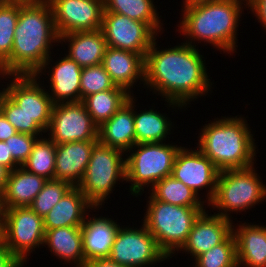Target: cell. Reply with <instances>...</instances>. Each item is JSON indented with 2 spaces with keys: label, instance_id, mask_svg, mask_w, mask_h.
<instances>
[{
  "label": "cell",
  "instance_id": "6da1fadb",
  "mask_svg": "<svg viewBox=\"0 0 266 267\" xmlns=\"http://www.w3.org/2000/svg\"><path fill=\"white\" fill-rule=\"evenodd\" d=\"M156 39L145 57V87L155 94L158 92L169 107L178 109L211 91L206 63L196 44L191 46L184 42L157 50Z\"/></svg>",
  "mask_w": 266,
  "mask_h": 267
},
{
  "label": "cell",
  "instance_id": "7a4b0ae2",
  "mask_svg": "<svg viewBox=\"0 0 266 267\" xmlns=\"http://www.w3.org/2000/svg\"><path fill=\"white\" fill-rule=\"evenodd\" d=\"M56 42L60 43L59 35L49 2L21 4L11 56L4 65L11 75H35L40 79L42 71L49 68L50 49Z\"/></svg>",
  "mask_w": 266,
  "mask_h": 267
},
{
  "label": "cell",
  "instance_id": "3957f363",
  "mask_svg": "<svg viewBox=\"0 0 266 267\" xmlns=\"http://www.w3.org/2000/svg\"><path fill=\"white\" fill-rule=\"evenodd\" d=\"M242 9V4L233 0H215L190 5L182 9L183 17L179 22L180 26L178 25L181 30L177 31L188 38L185 43L191 46L193 41L201 40L224 51L223 53H234L238 40L236 28L242 16Z\"/></svg>",
  "mask_w": 266,
  "mask_h": 267
},
{
  "label": "cell",
  "instance_id": "277c9868",
  "mask_svg": "<svg viewBox=\"0 0 266 267\" xmlns=\"http://www.w3.org/2000/svg\"><path fill=\"white\" fill-rule=\"evenodd\" d=\"M243 117L215 118L200 129L198 148L220 170L254 166L256 145Z\"/></svg>",
  "mask_w": 266,
  "mask_h": 267
},
{
  "label": "cell",
  "instance_id": "5b68a950",
  "mask_svg": "<svg viewBox=\"0 0 266 267\" xmlns=\"http://www.w3.org/2000/svg\"><path fill=\"white\" fill-rule=\"evenodd\" d=\"M143 224L154 236L161 250L172 258L185 244L204 207L178 206L156 200L150 195ZM176 250V251H175Z\"/></svg>",
  "mask_w": 266,
  "mask_h": 267
},
{
  "label": "cell",
  "instance_id": "8992f818",
  "mask_svg": "<svg viewBox=\"0 0 266 267\" xmlns=\"http://www.w3.org/2000/svg\"><path fill=\"white\" fill-rule=\"evenodd\" d=\"M180 148L181 146L163 142L135 144L129 150V154L131 151L133 153L125 154L126 182H131V195L137 197L142 194L146 185L152 188L158 181L171 176Z\"/></svg>",
  "mask_w": 266,
  "mask_h": 267
},
{
  "label": "cell",
  "instance_id": "52a82bcc",
  "mask_svg": "<svg viewBox=\"0 0 266 267\" xmlns=\"http://www.w3.org/2000/svg\"><path fill=\"white\" fill-rule=\"evenodd\" d=\"M253 166L244 169H227L219 172L216 191L208 203L217 208L215 215L229 220V213L248 210L266 198V186Z\"/></svg>",
  "mask_w": 266,
  "mask_h": 267
},
{
  "label": "cell",
  "instance_id": "ba28073f",
  "mask_svg": "<svg viewBox=\"0 0 266 267\" xmlns=\"http://www.w3.org/2000/svg\"><path fill=\"white\" fill-rule=\"evenodd\" d=\"M124 154L99 141L93 146L86 171L77 188L96 208L102 207L118 181H126Z\"/></svg>",
  "mask_w": 266,
  "mask_h": 267
},
{
  "label": "cell",
  "instance_id": "9c48e42d",
  "mask_svg": "<svg viewBox=\"0 0 266 267\" xmlns=\"http://www.w3.org/2000/svg\"><path fill=\"white\" fill-rule=\"evenodd\" d=\"M44 237L43 217L30 207L4 208L2 242L23 265L36 247L43 246Z\"/></svg>",
  "mask_w": 266,
  "mask_h": 267
},
{
  "label": "cell",
  "instance_id": "30bf717a",
  "mask_svg": "<svg viewBox=\"0 0 266 267\" xmlns=\"http://www.w3.org/2000/svg\"><path fill=\"white\" fill-rule=\"evenodd\" d=\"M108 258L126 267H150L169 259L144 224L139 229L119 227Z\"/></svg>",
  "mask_w": 266,
  "mask_h": 267
},
{
  "label": "cell",
  "instance_id": "8fae6325",
  "mask_svg": "<svg viewBox=\"0 0 266 267\" xmlns=\"http://www.w3.org/2000/svg\"><path fill=\"white\" fill-rule=\"evenodd\" d=\"M98 128L82 101L69 102L53 104L46 133L53 142L61 144L98 140Z\"/></svg>",
  "mask_w": 266,
  "mask_h": 267
},
{
  "label": "cell",
  "instance_id": "7c38bea8",
  "mask_svg": "<svg viewBox=\"0 0 266 267\" xmlns=\"http://www.w3.org/2000/svg\"><path fill=\"white\" fill-rule=\"evenodd\" d=\"M101 31L107 46L145 57L158 36L147 23L113 12H103Z\"/></svg>",
  "mask_w": 266,
  "mask_h": 267
},
{
  "label": "cell",
  "instance_id": "4fadbf2b",
  "mask_svg": "<svg viewBox=\"0 0 266 267\" xmlns=\"http://www.w3.org/2000/svg\"><path fill=\"white\" fill-rule=\"evenodd\" d=\"M59 36L101 29L103 0H47Z\"/></svg>",
  "mask_w": 266,
  "mask_h": 267
},
{
  "label": "cell",
  "instance_id": "5bb4252c",
  "mask_svg": "<svg viewBox=\"0 0 266 267\" xmlns=\"http://www.w3.org/2000/svg\"><path fill=\"white\" fill-rule=\"evenodd\" d=\"M5 94L46 133L53 102L35 75H12Z\"/></svg>",
  "mask_w": 266,
  "mask_h": 267
},
{
  "label": "cell",
  "instance_id": "9a60e30c",
  "mask_svg": "<svg viewBox=\"0 0 266 267\" xmlns=\"http://www.w3.org/2000/svg\"><path fill=\"white\" fill-rule=\"evenodd\" d=\"M181 147L177 152L172 169V176L183 182L199 195L207 188L208 203L213 199L220 170L198 148L192 150Z\"/></svg>",
  "mask_w": 266,
  "mask_h": 267
},
{
  "label": "cell",
  "instance_id": "2e32d148",
  "mask_svg": "<svg viewBox=\"0 0 266 267\" xmlns=\"http://www.w3.org/2000/svg\"><path fill=\"white\" fill-rule=\"evenodd\" d=\"M233 220L204 211L194 222L188 238L180 251L196 259L212 247L223 243L233 233Z\"/></svg>",
  "mask_w": 266,
  "mask_h": 267
},
{
  "label": "cell",
  "instance_id": "e0dca14e",
  "mask_svg": "<svg viewBox=\"0 0 266 267\" xmlns=\"http://www.w3.org/2000/svg\"><path fill=\"white\" fill-rule=\"evenodd\" d=\"M98 140L56 144L55 179L77 187L90 160L91 150Z\"/></svg>",
  "mask_w": 266,
  "mask_h": 267
},
{
  "label": "cell",
  "instance_id": "ac0fdd59",
  "mask_svg": "<svg viewBox=\"0 0 266 267\" xmlns=\"http://www.w3.org/2000/svg\"><path fill=\"white\" fill-rule=\"evenodd\" d=\"M102 65L115 85L125 88L129 93L138 80L145 85V56L142 54L108 46Z\"/></svg>",
  "mask_w": 266,
  "mask_h": 267
},
{
  "label": "cell",
  "instance_id": "d6986e66",
  "mask_svg": "<svg viewBox=\"0 0 266 267\" xmlns=\"http://www.w3.org/2000/svg\"><path fill=\"white\" fill-rule=\"evenodd\" d=\"M92 208L97 209L77 187H72L43 217L44 229L46 231L67 226H82L89 215L88 209L90 212Z\"/></svg>",
  "mask_w": 266,
  "mask_h": 267
},
{
  "label": "cell",
  "instance_id": "ffe728a7",
  "mask_svg": "<svg viewBox=\"0 0 266 267\" xmlns=\"http://www.w3.org/2000/svg\"><path fill=\"white\" fill-rule=\"evenodd\" d=\"M98 141L125 153L135 145L133 96L98 128Z\"/></svg>",
  "mask_w": 266,
  "mask_h": 267
},
{
  "label": "cell",
  "instance_id": "44dd1931",
  "mask_svg": "<svg viewBox=\"0 0 266 267\" xmlns=\"http://www.w3.org/2000/svg\"><path fill=\"white\" fill-rule=\"evenodd\" d=\"M88 218L81 227L85 260L88 262L96 258H108L120 225L107 217Z\"/></svg>",
  "mask_w": 266,
  "mask_h": 267
},
{
  "label": "cell",
  "instance_id": "7402d4cb",
  "mask_svg": "<svg viewBox=\"0 0 266 267\" xmlns=\"http://www.w3.org/2000/svg\"><path fill=\"white\" fill-rule=\"evenodd\" d=\"M234 227L238 267H266V226L245 222Z\"/></svg>",
  "mask_w": 266,
  "mask_h": 267
},
{
  "label": "cell",
  "instance_id": "603a6c76",
  "mask_svg": "<svg viewBox=\"0 0 266 267\" xmlns=\"http://www.w3.org/2000/svg\"><path fill=\"white\" fill-rule=\"evenodd\" d=\"M69 43L67 56L81 68L102 64L107 46L101 29L76 31L59 36V42Z\"/></svg>",
  "mask_w": 266,
  "mask_h": 267
},
{
  "label": "cell",
  "instance_id": "cb8c5ba5",
  "mask_svg": "<svg viewBox=\"0 0 266 267\" xmlns=\"http://www.w3.org/2000/svg\"><path fill=\"white\" fill-rule=\"evenodd\" d=\"M53 67V68H52ZM51 67L48 93L53 104L80 102V77L82 68L67 55Z\"/></svg>",
  "mask_w": 266,
  "mask_h": 267
},
{
  "label": "cell",
  "instance_id": "d4e9b609",
  "mask_svg": "<svg viewBox=\"0 0 266 267\" xmlns=\"http://www.w3.org/2000/svg\"><path fill=\"white\" fill-rule=\"evenodd\" d=\"M47 179L27 171L22 166L9 172L1 194L4 208L29 207Z\"/></svg>",
  "mask_w": 266,
  "mask_h": 267
},
{
  "label": "cell",
  "instance_id": "484cf974",
  "mask_svg": "<svg viewBox=\"0 0 266 267\" xmlns=\"http://www.w3.org/2000/svg\"><path fill=\"white\" fill-rule=\"evenodd\" d=\"M82 226L60 227L45 231L43 246L58 259L69 262L76 267H84L86 260L83 253ZM73 263H72V262Z\"/></svg>",
  "mask_w": 266,
  "mask_h": 267
},
{
  "label": "cell",
  "instance_id": "4316f807",
  "mask_svg": "<svg viewBox=\"0 0 266 267\" xmlns=\"http://www.w3.org/2000/svg\"><path fill=\"white\" fill-rule=\"evenodd\" d=\"M131 97L125 88L115 86L113 89L86 96L82 102L93 122L100 127L108 121Z\"/></svg>",
  "mask_w": 266,
  "mask_h": 267
},
{
  "label": "cell",
  "instance_id": "83f0119b",
  "mask_svg": "<svg viewBox=\"0 0 266 267\" xmlns=\"http://www.w3.org/2000/svg\"><path fill=\"white\" fill-rule=\"evenodd\" d=\"M134 109L135 99L133 97L135 144L163 142L166 140L167 135L171 134L172 122L166 117L167 114H161L157 110L154 111V109L138 113Z\"/></svg>",
  "mask_w": 266,
  "mask_h": 267
},
{
  "label": "cell",
  "instance_id": "f1b7e54d",
  "mask_svg": "<svg viewBox=\"0 0 266 267\" xmlns=\"http://www.w3.org/2000/svg\"><path fill=\"white\" fill-rule=\"evenodd\" d=\"M103 5L104 12L118 13L147 23L157 34L163 29L153 0H103Z\"/></svg>",
  "mask_w": 266,
  "mask_h": 267
},
{
  "label": "cell",
  "instance_id": "f546056e",
  "mask_svg": "<svg viewBox=\"0 0 266 267\" xmlns=\"http://www.w3.org/2000/svg\"><path fill=\"white\" fill-rule=\"evenodd\" d=\"M150 193L156 200L178 206L204 207V201L192 189L172 175L158 181Z\"/></svg>",
  "mask_w": 266,
  "mask_h": 267
},
{
  "label": "cell",
  "instance_id": "4dcf8cb0",
  "mask_svg": "<svg viewBox=\"0 0 266 267\" xmlns=\"http://www.w3.org/2000/svg\"><path fill=\"white\" fill-rule=\"evenodd\" d=\"M55 156L56 143L41 136L34 143L32 152L22 167L47 180L55 179Z\"/></svg>",
  "mask_w": 266,
  "mask_h": 267
},
{
  "label": "cell",
  "instance_id": "1f68e13d",
  "mask_svg": "<svg viewBox=\"0 0 266 267\" xmlns=\"http://www.w3.org/2000/svg\"><path fill=\"white\" fill-rule=\"evenodd\" d=\"M194 261L193 267H238L234 234L232 233L223 243L212 247Z\"/></svg>",
  "mask_w": 266,
  "mask_h": 267
},
{
  "label": "cell",
  "instance_id": "d6a6232c",
  "mask_svg": "<svg viewBox=\"0 0 266 267\" xmlns=\"http://www.w3.org/2000/svg\"><path fill=\"white\" fill-rule=\"evenodd\" d=\"M20 8V3H0V61L3 63L11 56Z\"/></svg>",
  "mask_w": 266,
  "mask_h": 267
},
{
  "label": "cell",
  "instance_id": "836d02e7",
  "mask_svg": "<svg viewBox=\"0 0 266 267\" xmlns=\"http://www.w3.org/2000/svg\"><path fill=\"white\" fill-rule=\"evenodd\" d=\"M72 187L70 183L63 180H47L29 207L39 216L44 217Z\"/></svg>",
  "mask_w": 266,
  "mask_h": 267
},
{
  "label": "cell",
  "instance_id": "e575fe53",
  "mask_svg": "<svg viewBox=\"0 0 266 267\" xmlns=\"http://www.w3.org/2000/svg\"><path fill=\"white\" fill-rule=\"evenodd\" d=\"M115 86L102 64L82 68L80 77L81 101L86 96L113 89Z\"/></svg>",
  "mask_w": 266,
  "mask_h": 267
},
{
  "label": "cell",
  "instance_id": "d590c367",
  "mask_svg": "<svg viewBox=\"0 0 266 267\" xmlns=\"http://www.w3.org/2000/svg\"><path fill=\"white\" fill-rule=\"evenodd\" d=\"M2 114L17 133L33 136L43 135L45 131L31 117L26 115L6 94L1 98Z\"/></svg>",
  "mask_w": 266,
  "mask_h": 267
},
{
  "label": "cell",
  "instance_id": "8d00e7d4",
  "mask_svg": "<svg viewBox=\"0 0 266 267\" xmlns=\"http://www.w3.org/2000/svg\"><path fill=\"white\" fill-rule=\"evenodd\" d=\"M38 138H40V135L33 136L25 133H16L5 141L8 144L9 153L12 154L13 160L19 166H22L27 161Z\"/></svg>",
  "mask_w": 266,
  "mask_h": 267
},
{
  "label": "cell",
  "instance_id": "74e56055",
  "mask_svg": "<svg viewBox=\"0 0 266 267\" xmlns=\"http://www.w3.org/2000/svg\"><path fill=\"white\" fill-rule=\"evenodd\" d=\"M24 265L0 242V267H23Z\"/></svg>",
  "mask_w": 266,
  "mask_h": 267
},
{
  "label": "cell",
  "instance_id": "f35d334b",
  "mask_svg": "<svg viewBox=\"0 0 266 267\" xmlns=\"http://www.w3.org/2000/svg\"><path fill=\"white\" fill-rule=\"evenodd\" d=\"M0 164L4 165L10 171L19 167L13 160L12 154L9 153L8 144L5 141H0Z\"/></svg>",
  "mask_w": 266,
  "mask_h": 267
},
{
  "label": "cell",
  "instance_id": "ab89813d",
  "mask_svg": "<svg viewBox=\"0 0 266 267\" xmlns=\"http://www.w3.org/2000/svg\"><path fill=\"white\" fill-rule=\"evenodd\" d=\"M249 9L266 30V0H255Z\"/></svg>",
  "mask_w": 266,
  "mask_h": 267
},
{
  "label": "cell",
  "instance_id": "60d3db41",
  "mask_svg": "<svg viewBox=\"0 0 266 267\" xmlns=\"http://www.w3.org/2000/svg\"><path fill=\"white\" fill-rule=\"evenodd\" d=\"M17 133L15 128L8 122L6 117L0 114V141H6Z\"/></svg>",
  "mask_w": 266,
  "mask_h": 267
},
{
  "label": "cell",
  "instance_id": "b9f144b4",
  "mask_svg": "<svg viewBox=\"0 0 266 267\" xmlns=\"http://www.w3.org/2000/svg\"><path fill=\"white\" fill-rule=\"evenodd\" d=\"M84 267H126V266L115 263L109 258H96L86 262Z\"/></svg>",
  "mask_w": 266,
  "mask_h": 267
},
{
  "label": "cell",
  "instance_id": "7bdbcfd3",
  "mask_svg": "<svg viewBox=\"0 0 266 267\" xmlns=\"http://www.w3.org/2000/svg\"><path fill=\"white\" fill-rule=\"evenodd\" d=\"M10 170L6 168L4 165L0 164V195L3 193L6 182L8 180Z\"/></svg>",
  "mask_w": 266,
  "mask_h": 267
},
{
  "label": "cell",
  "instance_id": "ee69618b",
  "mask_svg": "<svg viewBox=\"0 0 266 267\" xmlns=\"http://www.w3.org/2000/svg\"><path fill=\"white\" fill-rule=\"evenodd\" d=\"M0 75L1 77L4 78V76H8V78L10 79L12 77V75L9 73V71L6 69L5 65L3 62L0 61ZM5 94V87L3 88V90H0V99L3 97V95Z\"/></svg>",
  "mask_w": 266,
  "mask_h": 267
},
{
  "label": "cell",
  "instance_id": "f6af8a7d",
  "mask_svg": "<svg viewBox=\"0 0 266 267\" xmlns=\"http://www.w3.org/2000/svg\"><path fill=\"white\" fill-rule=\"evenodd\" d=\"M209 1H215V0H185L183 1V6L188 7L190 5L198 4V3H204V2H209Z\"/></svg>",
  "mask_w": 266,
  "mask_h": 267
},
{
  "label": "cell",
  "instance_id": "bcb514c9",
  "mask_svg": "<svg viewBox=\"0 0 266 267\" xmlns=\"http://www.w3.org/2000/svg\"><path fill=\"white\" fill-rule=\"evenodd\" d=\"M36 0H0V3H20V4H27L34 2Z\"/></svg>",
  "mask_w": 266,
  "mask_h": 267
},
{
  "label": "cell",
  "instance_id": "7dc6e473",
  "mask_svg": "<svg viewBox=\"0 0 266 267\" xmlns=\"http://www.w3.org/2000/svg\"><path fill=\"white\" fill-rule=\"evenodd\" d=\"M3 219H4V207H3L2 198L0 195V225H3Z\"/></svg>",
  "mask_w": 266,
  "mask_h": 267
},
{
  "label": "cell",
  "instance_id": "c3c4849f",
  "mask_svg": "<svg viewBox=\"0 0 266 267\" xmlns=\"http://www.w3.org/2000/svg\"><path fill=\"white\" fill-rule=\"evenodd\" d=\"M233 1L238 2L240 4L246 3L245 6H248V8L255 2V0H233ZM243 1H244V3H243Z\"/></svg>",
  "mask_w": 266,
  "mask_h": 267
},
{
  "label": "cell",
  "instance_id": "681fc988",
  "mask_svg": "<svg viewBox=\"0 0 266 267\" xmlns=\"http://www.w3.org/2000/svg\"><path fill=\"white\" fill-rule=\"evenodd\" d=\"M2 230H3V225H0V242L2 241Z\"/></svg>",
  "mask_w": 266,
  "mask_h": 267
},
{
  "label": "cell",
  "instance_id": "f907efd6",
  "mask_svg": "<svg viewBox=\"0 0 266 267\" xmlns=\"http://www.w3.org/2000/svg\"><path fill=\"white\" fill-rule=\"evenodd\" d=\"M2 113V108H1V99H0V114Z\"/></svg>",
  "mask_w": 266,
  "mask_h": 267
}]
</instances>
